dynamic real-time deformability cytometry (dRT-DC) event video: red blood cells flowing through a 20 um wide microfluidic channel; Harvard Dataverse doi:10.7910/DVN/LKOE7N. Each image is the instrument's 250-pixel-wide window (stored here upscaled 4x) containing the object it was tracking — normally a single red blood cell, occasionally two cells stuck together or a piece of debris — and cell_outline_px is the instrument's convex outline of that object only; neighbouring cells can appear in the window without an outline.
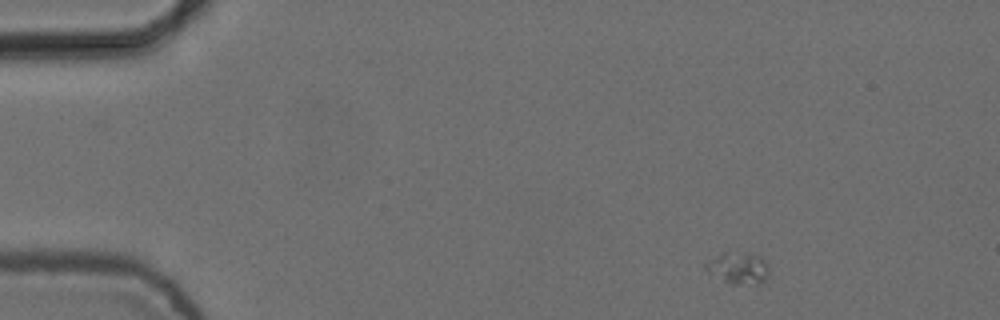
{"species": "common noctule bat (a hibernating species)", "species_latin": "Nyctalus noctula", "temperature_condition": "cold", "stored_images_in_passage": 4, "camera_frame_rate_fps": 3000, "um_per_image_px": 0.085, "animal": {"sex": "female", "body_mass_g": 24.6, "forearm_length_mm": 56.2}, "frame": {"image": 1, "passage_image": 1, "time_ms": 0.0, "image_size_px": [1000, 320], "cell_outline_px": [[768, 276], [764, 284], [732, 284], [708, 272], [704, 268], [704, 264], [708, 260], [724, 252], [736, 248], [760, 256], [768, 260]], "centroid_in_image_um": [62.8, 22.73], "position_along_channel_um": 22.2, "area_um2": 12.31}}